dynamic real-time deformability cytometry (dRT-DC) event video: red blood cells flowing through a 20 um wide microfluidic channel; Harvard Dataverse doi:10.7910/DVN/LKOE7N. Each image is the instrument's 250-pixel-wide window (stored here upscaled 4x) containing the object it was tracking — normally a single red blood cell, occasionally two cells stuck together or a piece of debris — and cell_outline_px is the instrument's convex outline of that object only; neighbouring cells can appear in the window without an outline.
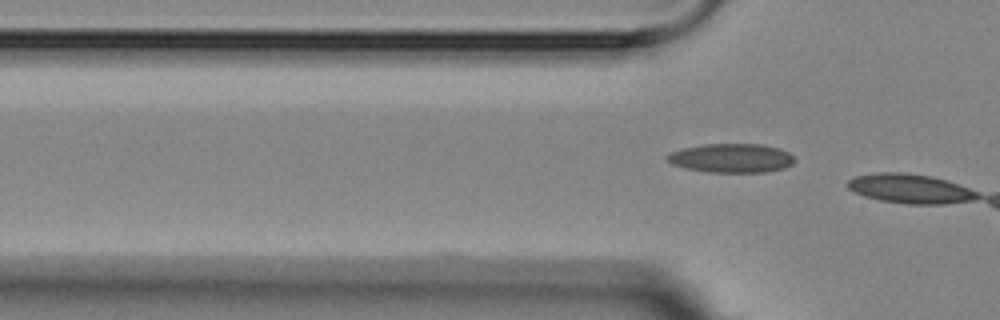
{"species": "Egyptian fruit bat (a non-hibernating species)", "species_latin": "Rousettus aegyptiacus", "temperature_condition": "room temperature", "stored_images_in_passage": 3, "camera_frame_rate_fps": 3000, "um_per_image_px": 0.085, "animal": {"sex": "female"}, "frame": {"image": 1, "passage_image": 3, "time_ms": 2.333, "image_size_px": [1000, 320], "cell_outline_px": [[796, 160], [792, 164], [784, 168], [764, 172], [708, 172], [684, 168], [672, 164], [664, 160], [664, 156], [672, 152], [684, 148], [704, 144], [760, 144], [780, 148], [788, 152]], "centroid_in_image_um": [62.14, 13.44], "position_along_channel_um": 63.7, "area_um2": 21.62}}